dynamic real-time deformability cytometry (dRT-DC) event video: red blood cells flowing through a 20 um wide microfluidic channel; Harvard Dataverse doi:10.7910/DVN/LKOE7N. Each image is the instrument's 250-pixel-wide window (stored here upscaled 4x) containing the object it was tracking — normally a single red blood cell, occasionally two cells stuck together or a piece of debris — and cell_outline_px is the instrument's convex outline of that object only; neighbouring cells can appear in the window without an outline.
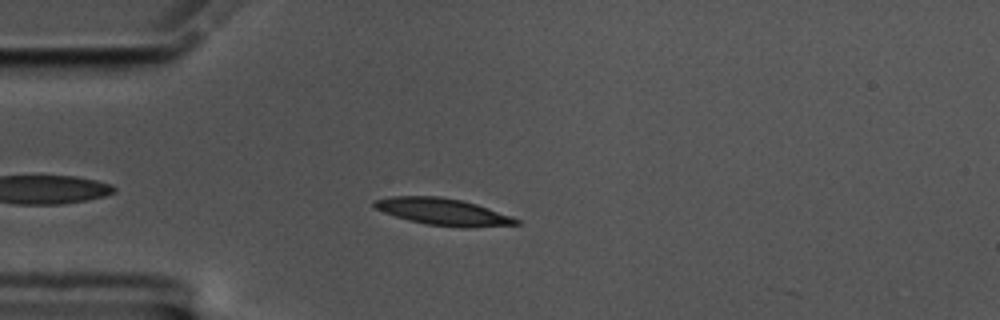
{"species": "common noctule bat (a hibernating species)", "species_latin": "Nyctalus noctula", "temperature_condition": "cold", "stored_images_in_passage": 48, "camera_frame_rate_fps": 3000, "um_per_image_px": 0.085, "animal": {"sex": "male", "body_mass_g": 17.5, "forearm_length_mm": 52.3}, "frame": {"image": 1, "passage_image": 6, "time_ms": 1.667, "image_size_px": [1000, 320], "cell_outline_px": [[520, 224], [468, 228], [464, 228], [428, 224], [408, 220], [372, 208], [372, 200], [392, 196], [440, 196], [460, 200], [476, 204], [512, 216], [520, 220]], "centroid_in_image_um": [37.63, 18.0], "position_along_channel_um": 47.4, "area_um2": 22.25}}
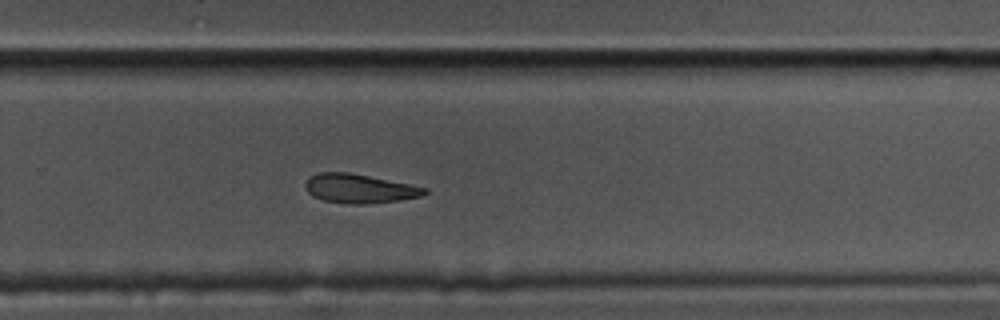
{"frame": {"image": 2, "passage_image": 29, "time_ms": 9.333, "image_size_px": [1000, 320], "cell_outline_px": [[428, 192], [420, 196], [396, 200], [364, 204], [348, 204], [324, 200], [312, 196], [304, 188], [304, 184], [308, 176], [320, 172], [348, 172], [428, 188]], "centroid_in_image_um": [30.47, 16.02], "position_along_channel_um": 299.3, "area_um2": 20.0}}
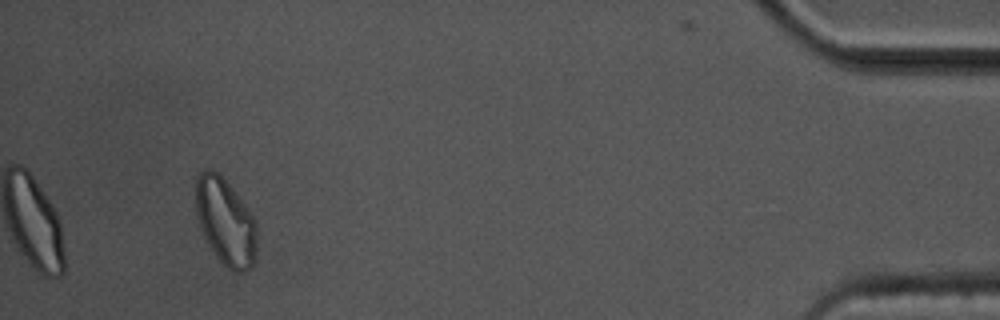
{"frame": {"image": 3, "passage_image": 45, "time_ms": 14.667, "image_size_px": [1000, 320], "cell_outline_px": [[256, 260], [252, 268], [244, 272], [236, 272], [228, 268], [216, 256], [208, 244], [204, 236], [196, 212], [196, 176], [204, 168], [208, 168], [216, 172], [232, 188], [256, 220]], "centroid_in_image_um": [19.18, 18.87], "position_along_channel_um": 416.0, "area_um2": 30.81}, "authors_computed_cell_mechanics": {"area_um2": 21.5883, "velocity_mm_per_s": 3.4833, "shape_relaxation_time_tau1_ms": 4.7888, "shape_relaxation_time_tau2_ms": 10.0767, "deformation_change_tau1": 0.1282, "deformation_change_tau2": 0.1993}}